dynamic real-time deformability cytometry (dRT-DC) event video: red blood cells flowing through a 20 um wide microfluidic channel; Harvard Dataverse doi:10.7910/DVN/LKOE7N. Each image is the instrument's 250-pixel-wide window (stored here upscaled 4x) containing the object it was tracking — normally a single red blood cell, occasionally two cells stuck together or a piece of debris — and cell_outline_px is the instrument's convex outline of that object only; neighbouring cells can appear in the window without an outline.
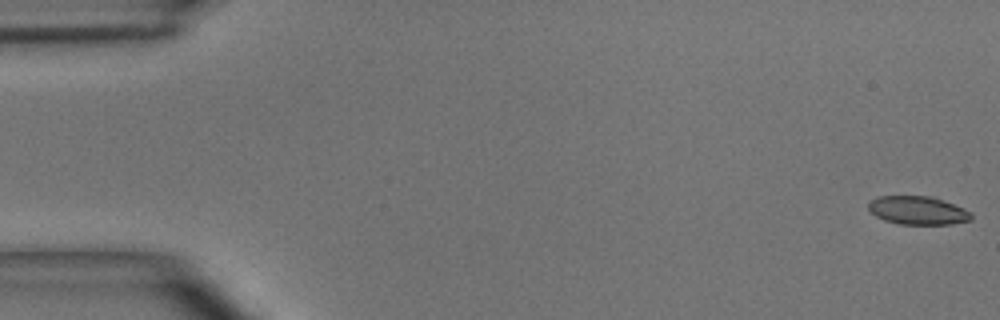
{"species": "common noctule bat (a hibernating species)", "species_latin": "Nyctalus noctula", "temperature_condition": "room temperature", "stored_images_in_passage": 49, "camera_frame_rate_fps": 3000, "um_per_image_px": 0.085, "animal": {"sex": "male", "body_mass_g": 15.6}, "frame": {"image": 1, "passage_image": 1, "time_ms": 0.0, "image_size_px": [1000, 320], "cell_outline_px": [[972, 220], [952, 224], [900, 224], [884, 220], [876, 216], [868, 208], [868, 204], [876, 196], [936, 196], [964, 208], [972, 212]], "centroid_in_image_um": [78.06, 17.87], "position_along_channel_um": 6.9, "area_um2": 17.22}}
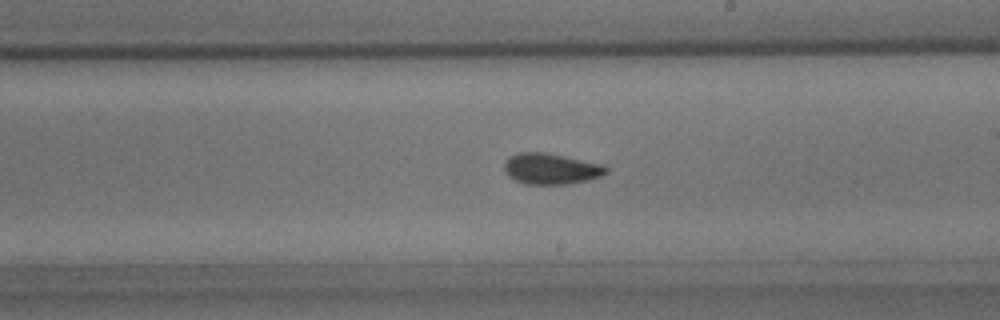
{"frame": {"image": 2, "passage_image": 29, "time_ms": 9.333, "image_size_px": [1000, 320], "cell_outline_px": [[608, 172], [600, 176], [568, 184], [524, 184], [508, 176], [504, 168], [504, 164], [516, 152], [544, 152], [604, 164], [608, 168]], "centroid_in_image_um": [46.84, 14.34], "position_along_channel_um": 242.2, "area_um2": 18.21}}
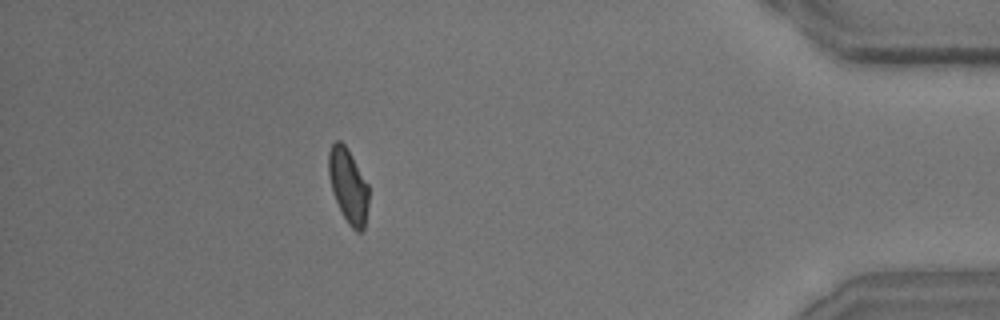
{"frame": {"image": 3, "passage_image": 45, "time_ms": 14.667, "image_size_px": [1000, 320], "cell_outline_px": [[368, 204], [364, 228], [360, 232], [356, 232], [348, 224], [332, 192], [328, 172], [328, 152], [332, 144], [336, 140], [340, 140], [344, 144], [352, 156], [368, 184]], "centroid_in_image_um": [29.59, 15.78], "position_along_channel_um": 405.6, "area_um2": 17.22}, "authors_computed_cell_mechanics": {"area_um2": 18.0914, "velocity_mm_per_s": 3.9894, "shape_relaxation_time_tau1_ms": null, "shape_relaxation_time_tau2_ms": 1.7605, "deformation_change_tau1": null, "deformation_change_tau2": 0.0725}}